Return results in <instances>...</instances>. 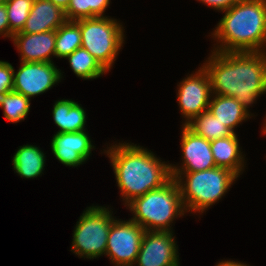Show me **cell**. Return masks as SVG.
I'll list each match as a JSON object with an SVG mask.
<instances>
[{
    "label": "cell",
    "instance_id": "d4e9b609",
    "mask_svg": "<svg viewBox=\"0 0 266 266\" xmlns=\"http://www.w3.org/2000/svg\"><path fill=\"white\" fill-rule=\"evenodd\" d=\"M90 0H70L65 11L66 20L77 21L90 18Z\"/></svg>",
    "mask_w": 266,
    "mask_h": 266
},
{
    "label": "cell",
    "instance_id": "277c9868",
    "mask_svg": "<svg viewBox=\"0 0 266 266\" xmlns=\"http://www.w3.org/2000/svg\"><path fill=\"white\" fill-rule=\"evenodd\" d=\"M126 206L134 214L131 219L145 231H172L173 220L186 213L179 185L173 177Z\"/></svg>",
    "mask_w": 266,
    "mask_h": 266
},
{
    "label": "cell",
    "instance_id": "4316f807",
    "mask_svg": "<svg viewBox=\"0 0 266 266\" xmlns=\"http://www.w3.org/2000/svg\"><path fill=\"white\" fill-rule=\"evenodd\" d=\"M110 0H90V18L103 17Z\"/></svg>",
    "mask_w": 266,
    "mask_h": 266
},
{
    "label": "cell",
    "instance_id": "44dd1931",
    "mask_svg": "<svg viewBox=\"0 0 266 266\" xmlns=\"http://www.w3.org/2000/svg\"><path fill=\"white\" fill-rule=\"evenodd\" d=\"M77 77L92 80L108 72L86 49L80 47L65 57Z\"/></svg>",
    "mask_w": 266,
    "mask_h": 266
},
{
    "label": "cell",
    "instance_id": "f1b7e54d",
    "mask_svg": "<svg viewBox=\"0 0 266 266\" xmlns=\"http://www.w3.org/2000/svg\"><path fill=\"white\" fill-rule=\"evenodd\" d=\"M202 3H205L209 7L214 8L215 10L224 11L232 7L239 0H197Z\"/></svg>",
    "mask_w": 266,
    "mask_h": 266
},
{
    "label": "cell",
    "instance_id": "8fae6325",
    "mask_svg": "<svg viewBox=\"0 0 266 266\" xmlns=\"http://www.w3.org/2000/svg\"><path fill=\"white\" fill-rule=\"evenodd\" d=\"M172 231H145L135 262L138 266H180Z\"/></svg>",
    "mask_w": 266,
    "mask_h": 266
},
{
    "label": "cell",
    "instance_id": "52a82bcc",
    "mask_svg": "<svg viewBox=\"0 0 266 266\" xmlns=\"http://www.w3.org/2000/svg\"><path fill=\"white\" fill-rule=\"evenodd\" d=\"M112 211L102 206H89L84 210L74 228L71 251L87 259L106 254V246L111 223Z\"/></svg>",
    "mask_w": 266,
    "mask_h": 266
},
{
    "label": "cell",
    "instance_id": "6da1fadb",
    "mask_svg": "<svg viewBox=\"0 0 266 266\" xmlns=\"http://www.w3.org/2000/svg\"><path fill=\"white\" fill-rule=\"evenodd\" d=\"M212 94L231 96L247 109L266 93V52H218L203 64Z\"/></svg>",
    "mask_w": 266,
    "mask_h": 266
},
{
    "label": "cell",
    "instance_id": "4fadbf2b",
    "mask_svg": "<svg viewBox=\"0 0 266 266\" xmlns=\"http://www.w3.org/2000/svg\"><path fill=\"white\" fill-rule=\"evenodd\" d=\"M86 130L79 132L55 133L51 149L56 159L63 165L77 167L85 163L94 146Z\"/></svg>",
    "mask_w": 266,
    "mask_h": 266
},
{
    "label": "cell",
    "instance_id": "83f0119b",
    "mask_svg": "<svg viewBox=\"0 0 266 266\" xmlns=\"http://www.w3.org/2000/svg\"><path fill=\"white\" fill-rule=\"evenodd\" d=\"M4 38L10 37L12 39L13 34L10 32L9 23H8V16H7V9L5 4L0 3V36Z\"/></svg>",
    "mask_w": 266,
    "mask_h": 266
},
{
    "label": "cell",
    "instance_id": "d6986e66",
    "mask_svg": "<svg viewBox=\"0 0 266 266\" xmlns=\"http://www.w3.org/2000/svg\"><path fill=\"white\" fill-rule=\"evenodd\" d=\"M45 157L36 145L20 146L12 158L13 169L23 179L36 178L44 171Z\"/></svg>",
    "mask_w": 266,
    "mask_h": 266
},
{
    "label": "cell",
    "instance_id": "cb8c5ba5",
    "mask_svg": "<svg viewBox=\"0 0 266 266\" xmlns=\"http://www.w3.org/2000/svg\"><path fill=\"white\" fill-rule=\"evenodd\" d=\"M34 0H8L7 9L10 32L14 35L22 31Z\"/></svg>",
    "mask_w": 266,
    "mask_h": 266
},
{
    "label": "cell",
    "instance_id": "4dcf8cb0",
    "mask_svg": "<svg viewBox=\"0 0 266 266\" xmlns=\"http://www.w3.org/2000/svg\"><path fill=\"white\" fill-rule=\"evenodd\" d=\"M54 5L60 7L62 10L66 11L70 0H50Z\"/></svg>",
    "mask_w": 266,
    "mask_h": 266
},
{
    "label": "cell",
    "instance_id": "9c48e42d",
    "mask_svg": "<svg viewBox=\"0 0 266 266\" xmlns=\"http://www.w3.org/2000/svg\"><path fill=\"white\" fill-rule=\"evenodd\" d=\"M13 78V91L27 98L42 94L59 83L62 72L53 62H21ZM60 70V71H59Z\"/></svg>",
    "mask_w": 266,
    "mask_h": 266
},
{
    "label": "cell",
    "instance_id": "603a6c76",
    "mask_svg": "<svg viewBox=\"0 0 266 266\" xmlns=\"http://www.w3.org/2000/svg\"><path fill=\"white\" fill-rule=\"evenodd\" d=\"M30 100L15 91L0 96V108L3 109L5 119L13 123L24 120L30 110Z\"/></svg>",
    "mask_w": 266,
    "mask_h": 266
},
{
    "label": "cell",
    "instance_id": "e0dca14e",
    "mask_svg": "<svg viewBox=\"0 0 266 266\" xmlns=\"http://www.w3.org/2000/svg\"><path fill=\"white\" fill-rule=\"evenodd\" d=\"M211 98L208 110L233 133H235L234 129L239 126L238 124L253 116L243 108L242 104L231 96L212 94Z\"/></svg>",
    "mask_w": 266,
    "mask_h": 266
},
{
    "label": "cell",
    "instance_id": "7a4b0ae2",
    "mask_svg": "<svg viewBox=\"0 0 266 266\" xmlns=\"http://www.w3.org/2000/svg\"><path fill=\"white\" fill-rule=\"evenodd\" d=\"M107 148L103 153L110 158L125 205L172 178L170 164L161 162L151 150L125 142Z\"/></svg>",
    "mask_w": 266,
    "mask_h": 266
},
{
    "label": "cell",
    "instance_id": "30bf717a",
    "mask_svg": "<svg viewBox=\"0 0 266 266\" xmlns=\"http://www.w3.org/2000/svg\"><path fill=\"white\" fill-rule=\"evenodd\" d=\"M177 99L180 111L185 118L182 125L187 124L193 117L207 111L212 91L208 72L204 67L196 73L187 75L178 85Z\"/></svg>",
    "mask_w": 266,
    "mask_h": 266
},
{
    "label": "cell",
    "instance_id": "ba28073f",
    "mask_svg": "<svg viewBox=\"0 0 266 266\" xmlns=\"http://www.w3.org/2000/svg\"><path fill=\"white\" fill-rule=\"evenodd\" d=\"M145 230L132 219H114L108 234L106 256L115 266H133Z\"/></svg>",
    "mask_w": 266,
    "mask_h": 266
},
{
    "label": "cell",
    "instance_id": "8992f818",
    "mask_svg": "<svg viewBox=\"0 0 266 266\" xmlns=\"http://www.w3.org/2000/svg\"><path fill=\"white\" fill-rule=\"evenodd\" d=\"M81 47L109 71L123 47L124 28L108 16L80 19Z\"/></svg>",
    "mask_w": 266,
    "mask_h": 266
},
{
    "label": "cell",
    "instance_id": "ffe728a7",
    "mask_svg": "<svg viewBox=\"0 0 266 266\" xmlns=\"http://www.w3.org/2000/svg\"><path fill=\"white\" fill-rule=\"evenodd\" d=\"M185 126L198 136L212 141L230 136L233 132L207 110L193 117Z\"/></svg>",
    "mask_w": 266,
    "mask_h": 266
},
{
    "label": "cell",
    "instance_id": "d6a6232c",
    "mask_svg": "<svg viewBox=\"0 0 266 266\" xmlns=\"http://www.w3.org/2000/svg\"><path fill=\"white\" fill-rule=\"evenodd\" d=\"M6 2H8V0H0L1 4H5Z\"/></svg>",
    "mask_w": 266,
    "mask_h": 266
},
{
    "label": "cell",
    "instance_id": "9a60e30c",
    "mask_svg": "<svg viewBox=\"0 0 266 266\" xmlns=\"http://www.w3.org/2000/svg\"><path fill=\"white\" fill-rule=\"evenodd\" d=\"M66 21L65 11L50 0H34L22 33L34 34L56 30Z\"/></svg>",
    "mask_w": 266,
    "mask_h": 266
},
{
    "label": "cell",
    "instance_id": "ac0fdd59",
    "mask_svg": "<svg viewBox=\"0 0 266 266\" xmlns=\"http://www.w3.org/2000/svg\"><path fill=\"white\" fill-rule=\"evenodd\" d=\"M55 124L59 130L57 133L79 132L86 130V112L72 99H62L55 102L52 110Z\"/></svg>",
    "mask_w": 266,
    "mask_h": 266
},
{
    "label": "cell",
    "instance_id": "7c38bea8",
    "mask_svg": "<svg viewBox=\"0 0 266 266\" xmlns=\"http://www.w3.org/2000/svg\"><path fill=\"white\" fill-rule=\"evenodd\" d=\"M181 133L182 167L170 164V172H196L216 167L209 140L196 135L185 125Z\"/></svg>",
    "mask_w": 266,
    "mask_h": 266
},
{
    "label": "cell",
    "instance_id": "7402d4cb",
    "mask_svg": "<svg viewBox=\"0 0 266 266\" xmlns=\"http://www.w3.org/2000/svg\"><path fill=\"white\" fill-rule=\"evenodd\" d=\"M81 47L79 20H66L56 29L55 57L64 58Z\"/></svg>",
    "mask_w": 266,
    "mask_h": 266
},
{
    "label": "cell",
    "instance_id": "2e32d148",
    "mask_svg": "<svg viewBox=\"0 0 266 266\" xmlns=\"http://www.w3.org/2000/svg\"><path fill=\"white\" fill-rule=\"evenodd\" d=\"M210 148L217 167L227 168L238 176L244 170V155L236 133L210 141Z\"/></svg>",
    "mask_w": 266,
    "mask_h": 266
},
{
    "label": "cell",
    "instance_id": "f546056e",
    "mask_svg": "<svg viewBox=\"0 0 266 266\" xmlns=\"http://www.w3.org/2000/svg\"><path fill=\"white\" fill-rule=\"evenodd\" d=\"M216 266H249L245 263H241V262H237V261H231V260H227V261H220Z\"/></svg>",
    "mask_w": 266,
    "mask_h": 266
},
{
    "label": "cell",
    "instance_id": "5b68a950",
    "mask_svg": "<svg viewBox=\"0 0 266 266\" xmlns=\"http://www.w3.org/2000/svg\"><path fill=\"white\" fill-rule=\"evenodd\" d=\"M171 176L179 185L186 212L194 213L208 210V207L225 195L239 177L233 171L217 166L196 172H171Z\"/></svg>",
    "mask_w": 266,
    "mask_h": 266
},
{
    "label": "cell",
    "instance_id": "5bb4252c",
    "mask_svg": "<svg viewBox=\"0 0 266 266\" xmlns=\"http://www.w3.org/2000/svg\"><path fill=\"white\" fill-rule=\"evenodd\" d=\"M12 40L20 52L21 62H53L56 30L34 34L16 33Z\"/></svg>",
    "mask_w": 266,
    "mask_h": 266
},
{
    "label": "cell",
    "instance_id": "484cf974",
    "mask_svg": "<svg viewBox=\"0 0 266 266\" xmlns=\"http://www.w3.org/2000/svg\"><path fill=\"white\" fill-rule=\"evenodd\" d=\"M14 67L0 60V96L13 91Z\"/></svg>",
    "mask_w": 266,
    "mask_h": 266
},
{
    "label": "cell",
    "instance_id": "1f68e13d",
    "mask_svg": "<svg viewBox=\"0 0 266 266\" xmlns=\"http://www.w3.org/2000/svg\"><path fill=\"white\" fill-rule=\"evenodd\" d=\"M264 122H265V124H264V126H263V127H264V128H263V133H265V134H266V119H265V121H264Z\"/></svg>",
    "mask_w": 266,
    "mask_h": 266
},
{
    "label": "cell",
    "instance_id": "3957f363",
    "mask_svg": "<svg viewBox=\"0 0 266 266\" xmlns=\"http://www.w3.org/2000/svg\"><path fill=\"white\" fill-rule=\"evenodd\" d=\"M222 12L211 34L220 43L213 51L266 52V0H239Z\"/></svg>",
    "mask_w": 266,
    "mask_h": 266
}]
</instances>
